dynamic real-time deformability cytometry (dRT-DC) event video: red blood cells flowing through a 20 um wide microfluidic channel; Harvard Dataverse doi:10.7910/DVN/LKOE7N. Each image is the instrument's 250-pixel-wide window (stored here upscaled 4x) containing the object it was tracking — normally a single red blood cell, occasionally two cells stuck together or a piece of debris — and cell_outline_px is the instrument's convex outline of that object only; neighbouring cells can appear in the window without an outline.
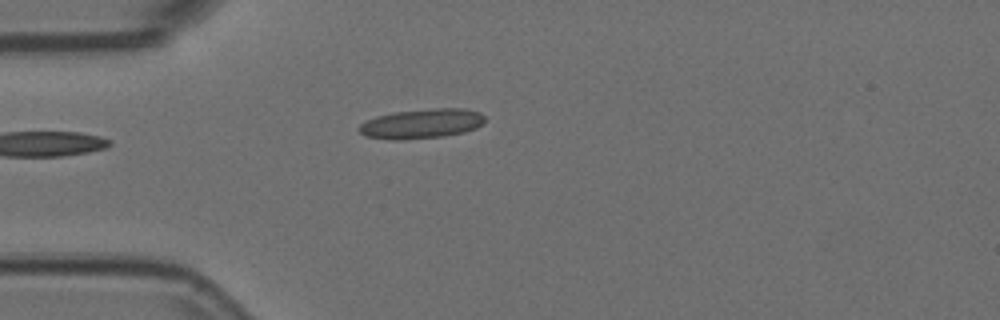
{"species": "Egyptian fruit bat (a non-hibernating species)", "species_latin": "Rousettus aegyptiacus", "temperature_condition": "room temperature", "stored_images_in_passage": 40, "camera_frame_rate_fps": 3000, "um_per_image_px": 0.085, "animal": {"sex": "female"}, "frame": {"image": 1, "passage_image": 1, "time_ms": 0.0, "image_size_px": [1000, 320], "cell_outline_px": [[484, 120], [476, 128], [464, 132], [444, 136], [400, 140], [388, 140], [364, 136], [356, 128], [360, 124], [376, 116], [392, 112], [436, 108], [464, 108], [480, 112], [484, 116]], "centroid_in_image_um": [35.8, 10.51], "position_along_channel_um": 49.2, "area_um2": 21.85}}
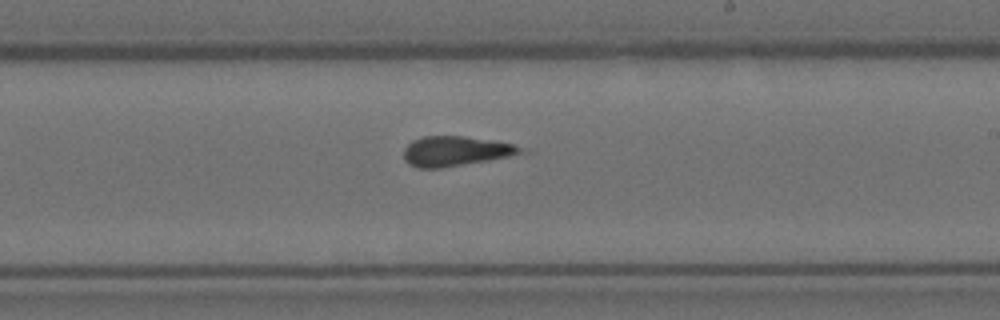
{"frame": {"image": 2, "passage_image": 18, "time_ms": 5.667, "image_size_px": [1000, 320], "cell_outline_px": [[532, 152], [488, 160], [440, 168], [416, 168], [408, 164], [404, 160], [404, 148], [412, 140], [424, 136], [464, 136], [492, 140], [512, 144]], "centroid_in_image_um": [38.73, 12.85], "position_along_channel_um": 250.3, "area_um2": 20.46}}
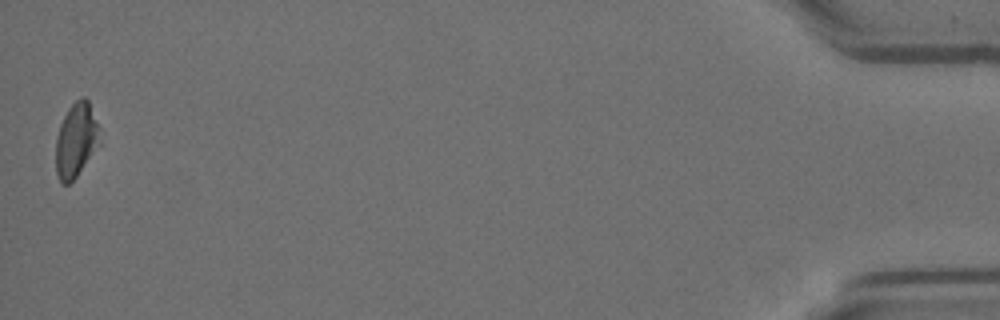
{"frame": {"image": 3, "passage_image": 40, "time_ms": 13.0, "image_size_px": [1000, 320], "cell_outline_px": [[100, 144], [76, 176], [68, 184], [60, 184], [56, 172], [56, 136], [60, 124], [68, 108], [80, 96], [84, 96], [88, 100], [100, 128]], "centroid_in_image_um": [6.47, 11.89], "position_along_channel_um": 428.7, "area_um2": 19.13}, "authors_computed_cell_mechanics": {"area_um2": 20.3745, "velocity_mm_per_s": 3.7466, "shape_relaxation_time_tau1_ms": 8.9734, "shape_relaxation_time_tau2_ms": 2.4842, "deformation_change_tau1": 0.1582, "deformation_change_tau2": 0.1218}}